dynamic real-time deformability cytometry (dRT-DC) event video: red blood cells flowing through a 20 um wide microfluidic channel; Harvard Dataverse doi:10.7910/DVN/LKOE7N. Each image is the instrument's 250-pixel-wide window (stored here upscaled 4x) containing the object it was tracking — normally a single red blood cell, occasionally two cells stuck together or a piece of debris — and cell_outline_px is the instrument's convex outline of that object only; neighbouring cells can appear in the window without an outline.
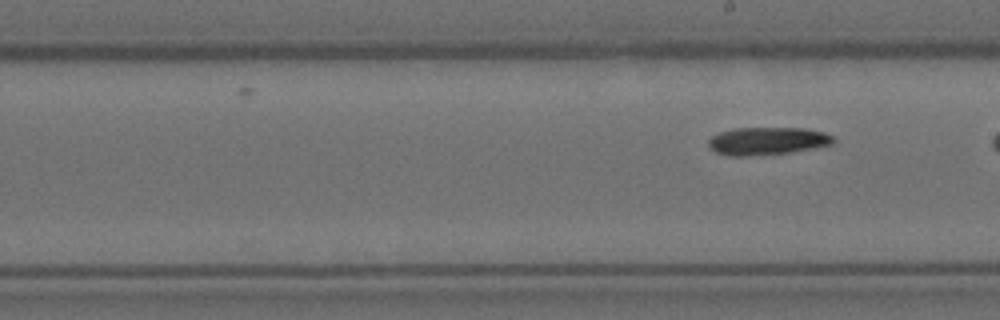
{"species": "Egyptian fruit bat (a non-hibernating species)", "species_latin": "Rousettus aegyptiacus", "temperature_condition": "room temperature", "stored_images_in_passage": 9, "segment_of_instrument_passage": [2, 2], "camera_frame_rate_fps": 3000, "um_per_image_px": 0.085, "animal": {"sex": "female"}, "frame": {"image": 1, "passage_image": 9, "time_ms": 2.667, "image_size_px": [1000, 320], "cell_outline_px": [[836, 140], [832, 144], [788, 152], [744, 156], [732, 156], [716, 152], [708, 148], [708, 140], [712, 136], [720, 132], [732, 128], [804, 128], [824, 132], [832, 136]], "centroid_in_image_um": [65.18, 11.97], "position_along_channel_um": 223.8, "area_um2": 20.0}}